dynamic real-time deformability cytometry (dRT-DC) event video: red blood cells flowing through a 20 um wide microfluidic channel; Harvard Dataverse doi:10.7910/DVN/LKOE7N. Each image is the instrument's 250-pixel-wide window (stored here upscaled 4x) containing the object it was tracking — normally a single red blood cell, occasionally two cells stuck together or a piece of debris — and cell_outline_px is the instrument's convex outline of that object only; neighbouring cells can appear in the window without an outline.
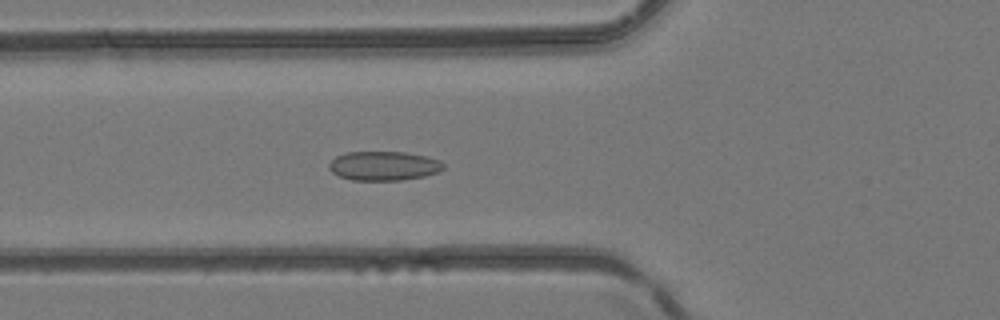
{"species": "common noctule bat (a hibernating species)", "species_latin": "Nyctalus noctula", "temperature_condition": "room temperature", "stored_images_in_passage": 32, "camera_frame_rate_fps": 3000, "um_per_image_px": 0.085, "animal": {"sex": "female", "body_mass_g": 24.6, "forearm_length_mm": 56.2}, "frame": {"image": 1, "passage_image": 6, "time_ms": 1.667, "image_size_px": [1000, 320], "cell_outline_px": [[444, 168], [440, 172], [424, 176], [400, 180], [352, 180], [340, 176], [332, 172], [328, 168], [328, 164], [336, 156], [348, 152], [404, 152], [424, 156], [440, 160], [444, 164]], "centroid_in_image_um": [32.62, 14.1], "position_along_channel_um": 93.2, "area_um2": 19.42}}
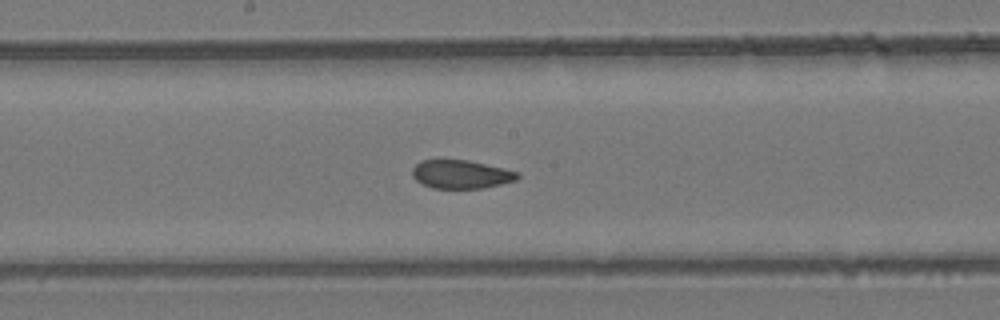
{"frame": {"image": 2, "passage_image": 14, "time_ms": 4.333, "image_size_px": [1000, 320], "cell_outline_px": [[520, 176], [516, 180], [484, 188], [432, 188], [416, 180], [412, 176], [412, 168], [420, 160], [468, 160], [520, 172]], "centroid_in_image_um": [39.19, 14.81], "position_along_channel_um": 209.0, "area_um2": 17.4}}
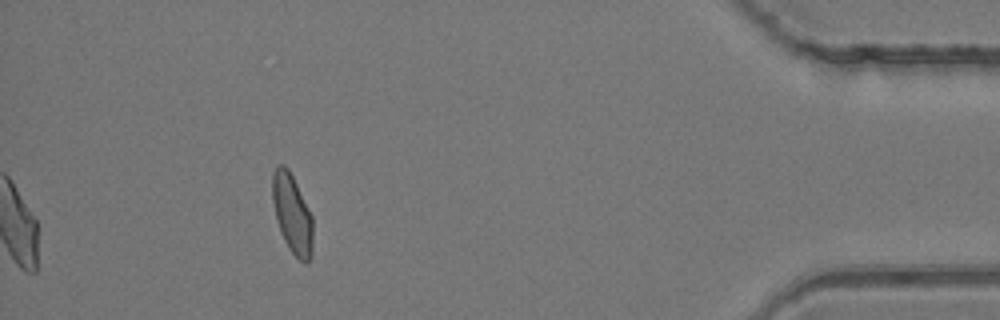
{"frame": {"image": 3, "passage_image": 32, "time_ms": 10.333, "image_size_px": [1000, 320], "cell_outline_px": [[312, 256], [304, 264], [288, 248], [280, 232], [276, 220], [272, 200], [272, 172], [276, 164], [284, 164], [288, 168], [312, 216]], "centroid_in_image_um": [24.81, 18.16], "position_along_channel_um": 410.4, "area_um2": 18.67}}